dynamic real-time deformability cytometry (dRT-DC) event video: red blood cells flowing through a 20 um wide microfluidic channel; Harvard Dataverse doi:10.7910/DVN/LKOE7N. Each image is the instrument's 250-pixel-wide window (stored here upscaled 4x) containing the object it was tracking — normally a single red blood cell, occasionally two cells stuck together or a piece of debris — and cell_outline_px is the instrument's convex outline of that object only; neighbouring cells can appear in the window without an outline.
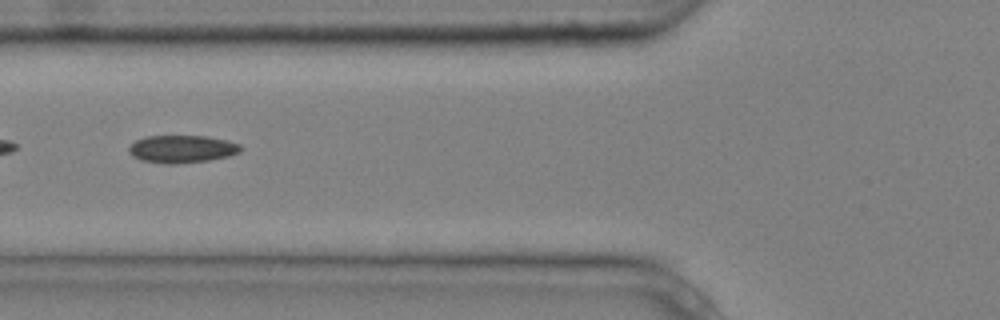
{"species": "common noctule bat (a hibernating species)", "species_latin": "Nyctalus noctula", "temperature_condition": "cold", "stored_images_in_passage": 7, "camera_frame_rate_fps": 3000, "um_per_image_px": 0.085, "animal": {"sex": "male", "body_mass_g": 20.4}, "frame": {"image": 1, "passage_image": 6, "time_ms": 1.667, "image_size_px": [1000, 320], "cell_outline_px": [[244, 148], [240, 152], [228, 156], [208, 160], [176, 164], [164, 164], [140, 160], [132, 156], [128, 152], [128, 148], [136, 140], [148, 136], [208, 136], [240, 144]], "centroid_in_image_um": [15.46, 12.67], "position_along_channel_um": 110.3, "area_um2": 18.03}}